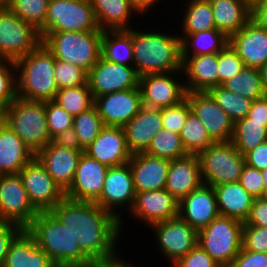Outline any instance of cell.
Segmentation results:
<instances>
[{
	"instance_id": "cell-6",
	"label": "cell",
	"mask_w": 267,
	"mask_h": 267,
	"mask_svg": "<svg viewBox=\"0 0 267 267\" xmlns=\"http://www.w3.org/2000/svg\"><path fill=\"white\" fill-rule=\"evenodd\" d=\"M6 124L36 155L48 143L45 101L26 100L16 96L5 110Z\"/></svg>"
},
{
	"instance_id": "cell-59",
	"label": "cell",
	"mask_w": 267,
	"mask_h": 267,
	"mask_svg": "<svg viewBox=\"0 0 267 267\" xmlns=\"http://www.w3.org/2000/svg\"><path fill=\"white\" fill-rule=\"evenodd\" d=\"M248 117L253 121L267 122V96L252 101Z\"/></svg>"
},
{
	"instance_id": "cell-66",
	"label": "cell",
	"mask_w": 267,
	"mask_h": 267,
	"mask_svg": "<svg viewBox=\"0 0 267 267\" xmlns=\"http://www.w3.org/2000/svg\"><path fill=\"white\" fill-rule=\"evenodd\" d=\"M9 3H10V0H0V7L1 6H8Z\"/></svg>"
},
{
	"instance_id": "cell-28",
	"label": "cell",
	"mask_w": 267,
	"mask_h": 267,
	"mask_svg": "<svg viewBox=\"0 0 267 267\" xmlns=\"http://www.w3.org/2000/svg\"><path fill=\"white\" fill-rule=\"evenodd\" d=\"M202 183L197 154L170 160L165 189L179 202Z\"/></svg>"
},
{
	"instance_id": "cell-44",
	"label": "cell",
	"mask_w": 267,
	"mask_h": 267,
	"mask_svg": "<svg viewBox=\"0 0 267 267\" xmlns=\"http://www.w3.org/2000/svg\"><path fill=\"white\" fill-rule=\"evenodd\" d=\"M50 0H10L8 8L39 30L45 23Z\"/></svg>"
},
{
	"instance_id": "cell-48",
	"label": "cell",
	"mask_w": 267,
	"mask_h": 267,
	"mask_svg": "<svg viewBox=\"0 0 267 267\" xmlns=\"http://www.w3.org/2000/svg\"><path fill=\"white\" fill-rule=\"evenodd\" d=\"M190 111L187 98L176 105L161 108L163 128L180 134Z\"/></svg>"
},
{
	"instance_id": "cell-29",
	"label": "cell",
	"mask_w": 267,
	"mask_h": 267,
	"mask_svg": "<svg viewBox=\"0 0 267 267\" xmlns=\"http://www.w3.org/2000/svg\"><path fill=\"white\" fill-rule=\"evenodd\" d=\"M35 156L22 139L5 124L0 130V174L19 173Z\"/></svg>"
},
{
	"instance_id": "cell-67",
	"label": "cell",
	"mask_w": 267,
	"mask_h": 267,
	"mask_svg": "<svg viewBox=\"0 0 267 267\" xmlns=\"http://www.w3.org/2000/svg\"><path fill=\"white\" fill-rule=\"evenodd\" d=\"M262 198L267 201V188L264 190V194L262 196Z\"/></svg>"
},
{
	"instance_id": "cell-49",
	"label": "cell",
	"mask_w": 267,
	"mask_h": 267,
	"mask_svg": "<svg viewBox=\"0 0 267 267\" xmlns=\"http://www.w3.org/2000/svg\"><path fill=\"white\" fill-rule=\"evenodd\" d=\"M244 67L243 61L236 51L228 44L218 53V76L219 85H222L235 74H238Z\"/></svg>"
},
{
	"instance_id": "cell-22",
	"label": "cell",
	"mask_w": 267,
	"mask_h": 267,
	"mask_svg": "<svg viewBox=\"0 0 267 267\" xmlns=\"http://www.w3.org/2000/svg\"><path fill=\"white\" fill-rule=\"evenodd\" d=\"M219 215L212 186L202 183L179 202V216L197 231Z\"/></svg>"
},
{
	"instance_id": "cell-41",
	"label": "cell",
	"mask_w": 267,
	"mask_h": 267,
	"mask_svg": "<svg viewBox=\"0 0 267 267\" xmlns=\"http://www.w3.org/2000/svg\"><path fill=\"white\" fill-rule=\"evenodd\" d=\"M144 153L169 160L181 158L188 154L184 149L180 134L164 128L152 138Z\"/></svg>"
},
{
	"instance_id": "cell-56",
	"label": "cell",
	"mask_w": 267,
	"mask_h": 267,
	"mask_svg": "<svg viewBox=\"0 0 267 267\" xmlns=\"http://www.w3.org/2000/svg\"><path fill=\"white\" fill-rule=\"evenodd\" d=\"M245 164L257 168L258 170H264L267 168V141L258 145L255 149L247 152L245 155Z\"/></svg>"
},
{
	"instance_id": "cell-26",
	"label": "cell",
	"mask_w": 267,
	"mask_h": 267,
	"mask_svg": "<svg viewBox=\"0 0 267 267\" xmlns=\"http://www.w3.org/2000/svg\"><path fill=\"white\" fill-rule=\"evenodd\" d=\"M128 163L133 176L135 193L165 188L169 159L137 153L131 156Z\"/></svg>"
},
{
	"instance_id": "cell-8",
	"label": "cell",
	"mask_w": 267,
	"mask_h": 267,
	"mask_svg": "<svg viewBox=\"0 0 267 267\" xmlns=\"http://www.w3.org/2000/svg\"><path fill=\"white\" fill-rule=\"evenodd\" d=\"M197 157L202 182L212 187L239 181L245 165V157L231 141L215 142Z\"/></svg>"
},
{
	"instance_id": "cell-20",
	"label": "cell",
	"mask_w": 267,
	"mask_h": 267,
	"mask_svg": "<svg viewBox=\"0 0 267 267\" xmlns=\"http://www.w3.org/2000/svg\"><path fill=\"white\" fill-rule=\"evenodd\" d=\"M132 217L148 225L165 221L179 215V201L165 188L136 193Z\"/></svg>"
},
{
	"instance_id": "cell-24",
	"label": "cell",
	"mask_w": 267,
	"mask_h": 267,
	"mask_svg": "<svg viewBox=\"0 0 267 267\" xmlns=\"http://www.w3.org/2000/svg\"><path fill=\"white\" fill-rule=\"evenodd\" d=\"M83 152L63 148L50 142L35 157L46 168L53 180L66 191L72 184L79 158Z\"/></svg>"
},
{
	"instance_id": "cell-68",
	"label": "cell",
	"mask_w": 267,
	"mask_h": 267,
	"mask_svg": "<svg viewBox=\"0 0 267 267\" xmlns=\"http://www.w3.org/2000/svg\"><path fill=\"white\" fill-rule=\"evenodd\" d=\"M259 1H264V0H249V2H259Z\"/></svg>"
},
{
	"instance_id": "cell-17",
	"label": "cell",
	"mask_w": 267,
	"mask_h": 267,
	"mask_svg": "<svg viewBox=\"0 0 267 267\" xmlns=\"http://www.w3.org/2000/svg\"><path fill=\"white\" fill-rule=\"evenodd\" d=\"M186 98L191 111L203 123L215 142L232 140L234 122L208 92H187Z\"/></svg>"
},
{
	"instance_id": "cell-27",
	"label": "cell",
	"mask_w": 267,
	"mask_h": 267,
	"mask_svg": "<svg viewBox=\"0 0 267 267\" xmlns=\"http://www.w3.org/2000/svg\"><path fill=\"white\" fill-rule=\"evenodd\" d=\"M182 72L187 92H208L219 85L218 53L182 57Z\"/></svg>"
},
{
	"instance_id": "cell-60",
	"label": "cell",
	"mask_w": 267,
	"mask_h": 267,
	"mask_svg": "<svg viewBox=\"0 0 267 267\" xmlns=\"http://www.w3.org/2000/svg\"><path fill=\"white\" fill-rule=\"evenodd\" d=\"M131 4L136 8V10L142 15H147L148 12H151V9H154V4H160V0H129ZM151 8V9H150ZM150 10V11H149ZM147 13V14H146Z\"/></svg>"
},
{
	"instance_id": "cell-65",
	"label": "cell",
	"mask_w": 267,
	"mask_h": 267,
	"mask_svg": "<svg viewBox=\"0 0 267 267\" xmlns=\"http://www.w3.org/2000/svg\"><path fill=\"white\" fill-rule=\"evenodd\" d=\"M262 174H263V181H264V185L266 189L267 188V168L262 170Z\"/></svg>"
},
{
	"instance_id": "cell-38",
	"label": "cell",
	"mask_w": 267,
	"mask_h": 267,
	"mask_svg": "<svg viewBox=\"0 0 267 267\" xmlns=\"http://www.w3.org/2000/svg\"><path fill=\"white\" fill-rule=\"evenodd\" d=\"M222 86L234 94L242 95L251 100L265 96L259 68L244 66L238 74L225 81Z\"/></svg>"
},
{
	"instance_id": "cell-63",
	"label": "cell",
	"mask_w": 267,
	"mask_h": 267,
	"mask_svg": "<svg viewBox=\"0 0 267 267\" xmlns=\"http://www.w3.org/2000/svg\"><path fill=\"white\" fill-rule=\"evenodd\" d=\"M5 124H6L5 111L0 110V130L3 128Z\"/></svg>"
},
{
	"instance_id": "cell-55",
	"label": "cell",
	"mask_w": 267,
	"mask_h": 267,
	"mask_svg": "<svg viewBox=\"0 0 267 267\" xmlns=\"http://www.w3.org/2000/svg\"><path fill=\"white\" fill-rule=\"evenodd\" d=\"M243 224L257 227H267V201L263 198H255L250 214Z\"/></svg>"
},
{
	"instance_id": "cell-39",
	"label": "cell",
	"mask_w": 267,
	"mask_h": 267,
	"mask_svg": "<svg viewBox=\"0 0 267 267\" xmlns=\"http://www.w3.org/2000/svg\"><path fill=\"white\" fill-rule=\"evenodd\" d=\"M180 137L188 154H198L215 143L203 123L190 111L182 127Z\"/></svg>"
},
{
	"instance_id": "cell-1",
	"label": "cell",
	"mask_w": 267,
	"mask_h": 267,
	"mask_svg": "<svg viewBox=\"0 0 267 267\" xmlns=\"http://www.w3.org/2000/svg\"><path fill=\"white\" fill-rule=\"evenodd\" d=\"M49 212L66 226L92 262L109 261L120 255V220L95 202L65 197Z\"/></svg>"
},
{
	"instance_id": "cell-15",
	"label": "cell",
	"mask_w": 267,
	"mask_h": 267,
	"mask_svg": "<svg viewBox=\"0 0 267 267\" xmlns=\"http://www.w3.org/2000/svg\"><path fill=\"white\" fill-rule=\"evenodd\" d=\"M32 205L39 212H48L65 196V191L35 157L19 172Z\"/></svg>"
},
{
	"instance_id": "cell-2",
	"label": "cell",
	"mask_w": 267,
	"mask_h": 267,
	"mask_svg": "<svg viewBox=\"0 0 267 267\" xmlns=\"http://www.w3.org/2000/svg\"><path fill=\"white\" fill-rule=\"evenodd\" d=\"M154 30V31H153ZM132 27L133 66L140 76L182 71L181 39L177 34L155 28ZM169 34V35H168Z\"/></svg>"
},
{
	"instance_id": "cell-58",
	"label": "cell",
	"mask_w": 267,
	"mask_h": 267,
	"mask_svg": "<svg viewBox=\"0 0 267 267\" xmlns=\"http://www.w3.org/2000/svg\"><path fill=\"white\" fill-rule=\"evenodd\" d=\"M251 20L267 31V0L250 2Z\"/></svg>"
},
{
	"instance_id": "cell-52",
	"label": "cell",
	"mask_w": 267,
	"mask_h": 267,
	"mask_svg": "<svg viewBox=\"0 0 267 267\" xmlns=\"http://www.w3.org/2000/svg\"><path fill=\"white\" fill-rule=\"evenodd\" d=\"M172 267H221L204 251L199 244L184 257L176 261Z\"/></svg>"
},
{
	"instance_id": "cell-54",
	"label": "cell",
	"mask_w": 267,
	"mask_h": 267,
	"mask_svg": "<svg viewBox=\"0 0 267 267\" xmlns=\"http://www.w3.org/2000/svg\"><path fill=\"white\" fill-rule=\"evenodd\" d=\"M229 267H267V253L241 249Z\"/></svg>"
},
{
	"instance_id": "cell-37",
	"label": "cell",
	"mask_w": 267,
	"mask_h": 267,
	"mask_svg": "<svg viewBox=\"0 0 267 267\" xmlns=\"http://www.w3.org/2000/svg\"><path fill=\"white\" fill-rule=\"evenodd\" d=\"M189 1V2H188ZM181 20V34H194L204 30L216 29L212 6L209 0H187Z\"/></svg>"
},
{
	"instance_id": "cell-16",
	"label": "cell",
	"mask_w": 267,
	"mask_h": 267,
	"mask_svg": "<svg viewBox=\"0 0 267 267\" xmlns=\"http://www.w3.org/2000/svg\"><path fill=\"white\" fill-rule=\"evenodd\" d=\"M87 83L95 99L107 93L137 88L139 75L134 66L109 62L100 56L88 72Z\"/></svg>"
},
{
	"instance_id": "cell-50",
	"label": "cell",
	"mask_w": 267,
	"mask_h": 267,
	"mask_svg": "<svg viewBox=\"0 0 267 267\" xmlns=\"http://www.w3.org/2000/svg\"><path fill=\"white\" fill-rule=\"evenodd\" d=\"M242 249L267 253V227L243 224Z\"/></svg>"
},
{
	"instance_id": "cell-51",
	"label": "cell",
	"mask_w": 267,
	"mask_h": 267,
	"mask_svg": "<svg viewBox=\"0 0 267 267\" xmlns=\"http://www.w3.org/2000/svg\"><path fill=\"white\" fill-rule=\"evenodd\" d=\"M239 183L253 198H262L265 185L261 170L245 164L240 175Z\"/></svg>"
},
{
	"instance_id": "cell-4",
	"label": "cell",
	"mask_w": 267,
	"mask_h": 267,
	"mask_svg": "<svg viewBox=\"0 0 267 267\" xmlns=\"http://www.w3.org/2000/svg\"><path fill=\"white\" fill-rule=\"evenodd\" d=\"M26 231L58 266L87 265L92 261L80 250L73 235L48 211L39 212Z\"/></svg>"
},
{
	"instance_id": "cell-23",
	"label": "cell",
	"mask_w": 267,
	"mask_h": 267,
	"mask_svg": "<svg viewBox=\"0 0 267 267\" xmlns=\"http://www.w3.org/2000/svg\"><path fill=\"white\" fill-rule=\"evenodd\" d=\"M229 44L244 66L260 68L267 64V31L252 20L229 37Z\"/></svg>"
},
{
	"instance_id": "cell-31",
	"label": "cell",
	"mask_w": 267,
	"mask_h": 267,
	"mask_svg": "<svg viewBox=\"0 0 267 267\" xmlns=\"http://www.w3.org/2000/svg\"><path fill=\"white\" fill-rule=\"evenodd\" d=\"M215 27L228 37L238 32L251 20L249 0H209Z\"/></svg>"
},
{
	"instance_id": "cell-14",
	"label": "cell",
	"mask_w": 267,
	"mask_h": 267,
	"mask_svg": "<svg viewBox=\"0 0 267 267\" xmlns=\"http://www.w3.org/2000/svg\"><path fill=\"white\" fill-rule=\"evenodd\" d=\"M176 76H183V72L175 71L140 76L138 86L141 91L142 106L163 108L176 105L184 100L187 94L185 83Z\"/></svg>"
},
{
	"instance_id": "cell-30",
	"label": "cell",
	"mask_w": 267,
	"mask_h": 267,
	"mask_svg": "<svg viewBox=\"0 0 267 267\" xmlns=\"http://www.w3.org/2000/svg\"><path fill=\"white\" fill-rule=\"evenodd\" d=\"M90 2L99 29L102 31L128 30L132 28L130 25L132 17L135 14V16L141 15L129 0H90Z\"/></svg>"
},
{
	"instance_id": "cell-12",
	"label": "cell",
	"mask_w": 267,
	"mask_h": 267,
	"mask_svg": "<svg viewBox=\"0 0 267 267\" xmlns=\"http://www.w3.org/2000/svg\"><path fill=\"white\" fill-rule=\"evenodd\" d=\"M135 195L132 172L129 163H126L108 168L100 198L95 203L120 220L122 231L124 229L122 210L125 207L128 212L131 210Z\"/></svg>"
},
{
	"instance_id": "cell-35",
	"label": "cell",
	"mask_w": 267,
	"mask_h": 267,
	"mask_svg": "<svg viewBox=\"0 0 267 267\" xmlns=\"http://www.w3.org/2000/svg\"><path fill=\"white\" fill-rule=\"evenodd\" d=\"M101 56L109 62L133 66L132 28L104 30L101 38Z\"/></svg>"
},
{
	"instance_id": "cell-69",
	"label": "cell",
	"mask_w": 267,
	"mask_h": 267,
	"mask_svg": "<svg viewBox=\"0 0 267 267\" xmlns=\"http://www.w3.org/2000/svg\"><path fill=\"white\" fill-rule=\"evenodd\" d=\"M70 1H90V0H70Z\"/></svg>"
},
{
	"instance_id": "cell-43",
	"label": "cell",
	"mask_w": 267,
	"mask_h": 267,
	"mask_svg": "<svg viewBox=\"0 0 267 267\" xmlns=\"http://www.w3.org/2000/svg\"><path fill=\"white\" fill-rule=\"evenodd\" d=\"M80 146L85 150L99 135L104 127L102 119L95 106L73 117V125Z\"/></svg>"
},
{
	"instance_id": "cell-61",
	"label": "cell",
	"mask_w": 267,
	"mask_h": 267,
	"mask_svg": "<svg viewBox=\"0 0 267 267\" xmlns=\"http://www.w3.org/2000/svg\"><path fill=\"white\" fill-rule=\"evenodd\" d=\"M132 263H128L125 261V258H121L119 255L117 258L109 260V261H102L98 262V267H133L134 265H130Z\"/></svg>"
},
{
	"instance_id": "cell-7",
	"label": "cell",
	"mask_w": 267,
	"mask_h": 267,
	"mask_svg": "<svg viewBox=\"0 0 267 267\" xmlns=\"http://www.w3.org/2000/svg\"><path fill=\"white\" fill-rule=\"evenodd\" d=\"M243 222L218 215L198 231V244L221 267H229L242 249Z\"/></svg>"
},
{
	"instance_id": "cell-45",
	"label": "cell",
	"mask_w": 267,
	"mask_h": 267,
	"mask_svg": "<svg viewBox=\"0 0 267 267\" xmlns=\"http://www.w3.org/2000/svg\"><path fill=\"white\" fill-rule=\"evenodd\" d=\"M16 96L15 61L0 59V110L5 111Z\"/></svg>"
},
{
	"instance_id": "cell-64",
	"label": "cell",
	"mask_w": 267,
	"mask_h": 267,
	"mask_svg": "<svg viewBox=\"0 0 267 267\" xmlns=\"http://www.w3.org/2000/svg\"><path fill=\"white\" fill-rule=\"evenodd\" d=\"M58 267H98V262H92L87 265L58 266Z\"/></svg>"
},
{
	"instance_id": "cell-11",
	"label": "cell",
	"mask_w": 267,
	"mask_h": 267,
	"mask_svg": "<svg viewBox=\"0 0 267 267\" xmlns=\"http://www.w3.org/2000/svg\"><path fill=\"white\" fill-rule=\"evenodd\" d=\"M153 238H156V246L159 254L167 258L170 264L184 257L198 244V231L192 228L179 215L151 224Z\"/></svg>"
},
{
	"instance_id": "cell-62",
	"label": "cell",
	"mask_w": 267,
	"mask_h": 267,
	"mask_svg": "<svg viewBox=\"0 0 267 267\" xmlns=\"http://www.w3.org/2000/svg\"><path fill=\"white\" fill-rule=\"evenodd\" d=\"M263 90L267 96V64L259 68Z\"/></svg>"
},
{
	"instance_id": "cell-19",
	"label": "cell",
	"mask_w": 267,
	"mask_h": 267,
	"mask_svg": "<svg viewBox=\"0 0 267 267\" xmlns=\"http://www.w3.org/2000/svg\"><path fill=\"white\" fill-rule=\"evenodd\" d=\"M108 168L83 152L65 196L78 201L96 202L100 198Z\"/></svg>"
},
{
	"instance_id": "cell-13",
	"label": "cell",
	"mask_w": 267,
	"mask_h": 267,
	"mask_svg": "<svg viewBox=\"0 0 267 267\" xmlns=\"http://www.w3.org/2000/svg\"><path fill=\"white\" fill-rule=\"evenodd\" d=\"M39 211L32 205L19 173L0 177V221L26 229Z\"/></svg>"
},
{
	"instance_id": "cell-10",
	"label": "cell",
	"mask_w": 267,
	"mask_h": 267,
	"mask_svg": "<svg viewBox=\"0 0 267 267\" xmlns=\"http://www.w3.org/2000/svg\"><path fill=\"white\" fill-rule=\"evenodd\" d=\"M41 42L38 30L31 23L22 20L7 6L0 7V59L16 61Z\"/></svg>"
},
{
	"instance_id": "cell-36",
	"label": "cell",
	"mask_w": 267,
	"mask_h": 267,
	"mask_svg": "<svg viewBox=\"0 0 267 267\" xmlns=\"http://www.w3.org/2000/svg\"><path fill=\"white\" fill-rule=\"evenodd\" d=\"M265 141H267V122L253 121L246 116L234 123L231 142L243 156Z\"/></svg>"
},
{
	"instance_id": "cell-40",
	"label": "cell",
	"mask_w": 267,
	"mask_h": 267,
	"mask_svg": "<svg viewBox=\"0 0 267 267\" xmlns=\"http://www.w3.org/2000/svg\"><path fill=\"white\" fill-rule=\"evenodd\" d=\"M53 101L73 117L94 106V98L88 83L81 86L59 89Z\"/></svg>"
},
{
	"instance_id": "cell-32",
	"label": "cell",
	"mask_w": 267,
	"mask_h": 267,
	"mask_svg": "<svg viewBox=\"0 0 267 267\" xmlns=\"http://www.w3.org/2000/svg\"><path fill=\"white\" fill-rule=\"evenodd\" d=\"M219 215L245 222L255 198L239 183H225L213 187Z\"/></svg>"
},
{
	"instance_id": "cell-3",
	"label": "cell",
	"mask_w": 267,
	"mask_h": 267,
	"mask_svg": "<svg viewBox=\"0 0 267 267\" xmlns=\"http://www.w3.org/2000/svg\"><path fill=\"white\" fill-rule=\"evenodd\" d=\"M54 65V55L43 42L16 60V95L26 100H54L59 90Z\"/></svg>"
},
{
	"instance_id": "cell-42",
	"label": "cell",
	"mask_w": 267,
	"mask_h": 267,
	"mask_svg": "<svg viewBox=\"0 0 267 267\" xmlns=\"http://www.w3.org/2000/svg\"><path fill=\"white\" fill-rule=\"evenodd\" d=\"M208 93L234 123L248 116L253 100L234 94L222 85L211 88Z\"/></svg>"
},
{
	"instance_id": "cell-25",
	"label": "cell",
	"mask_w": 267,
	"mask_h": 267,
	"mask_svg": "<svg viewBox=\"0 0 267 267\" xmlns=\"http://www.w3.org/2000/svg\"><path fill=\"white\" fill-rule=\"evenodd\" d=\"M163 128L161 108L142 106L139 112L123 126L130 153H144L152 138Z\"/></svg>"
},
{
	"instance_id": "cell-47",
	"label": "cell",
	"mask_w": 267,
	"mask_h": 267,
	"mask_svg": "<svg viewBox=\"0 0 267 267\" xmlns=\"http://www.w3.org/2000/svg\"><path fill=\"white\" fill-rule=\"evenodd\" d=\"M45 111L47 117L48 133L51 139L55 135L72 127L73 116L53 100L45 101Z\"/></svg>"
},
{
	"instance_id": "cell-57",
	"label": "cell",
	"mask_w": 267,
	"mask_h": 267,
	"mask_svg": "<svg viewBox=\"0 0 267 267\" xmlns=\"http://www.w3.org/2000/svg\"><path fill=\"white\" fill-rule=\"evenodd\" d=\"M51 142L63 148H69L78 151H85L79 143L78 136L73 127L55 135Z\"/></svg>"
},
{
	"instance_id": "cell-9",
	"label": "cell",
	"mask_w": 267,
	"mask_h": 267,
	"mask_svg": "<svg viewBox=\"0 0 267 267\" xmlns=\"http://www.w3.org/2000/svg\"><path fill=\"white\" fill-rule=\"evenodd\" d=\"M102 31L90 1L50 0L44 25L38 30L41 39L49 32Z\"/></svg>"
},
{
	"instance_id": "cell-53",
	"label": "cell",
	"mask_w": 267,
	"mask_h": 267,
	"mask_svg": "<svg viewBox=\"0 0 267 267\" xmlns=\"http://www.w3.org/2000/svg\"><path fill=\"white\" fill-rule=\"evenodd\" d=\"M23 230L14 223L0 221V267L4 266L11 243Z\"/></svg>"
},
{
	"instance_id": "cell-33",
	"label": "cell",
	"mask_w": 267,
	"mask_h": 267,
	"mask_svg": "<svg viewBox=\"0 0 267 267\" xmlns=\"http://www.w3.org/2000/svg\"><path fill=\"white\" fill-rule=\"evenodd\" d=\"M3 267H57L24 229L11 243Z\"/></svg>"
},
{
	"instance_id": "cell-46",
	"label": "cell",
	"mask_w": 267,
	"mask_h": 267,
	"mask_svg": "<svg viewBox=\"0 0 267 267\" xmlns=\"http://www.w3.org/2000/svg\"><path fill=\"white\" fill-rule=\"evenodd\" d=\"M53 73L58 89L87 84L88 73L82 68L68 62L55 59Z\"/></svg>"
},
{
	"instance_id": "cell-18",
	"label": "cell",
	"mask_w": 267,
	"mask_h": 267,
	"mask_svg": "<svg viewBox=\"0 0 267 267\" xmlns=\"http://www.w3.org/2000/svg\"><path fill=\"white\" fill-rule=\"evenodd\" d=\"M94 106L104 126L123 127L142 107L140 88L138 86L130 90L101 95L94 99Z\"/></svg>"
},
{
	"instance_id": "cell-34",
	"label": "cell",
	"mask_w": 267,
	"mask_h": 267,
	"mask_svg": "<svg viewBox=\"0 0 267 267\" xmlns=\"http://www.w3.org/2000/svg\"><path fill=\"white\" fill-rule=\"evenodd\" d=\"M178 35L181 39L182 57L219 53L229 44V37L217 29Z\"/></svg>"
},
{
	"instance_id": "cell-5",
	"label": "cell",
	"mask_w": 267,
	"mask_h": 267,
	"mask_svg": "<svg viewBox=\"0 0 267 267\" xmlns=\"http://www.w3.org/2000/svg\"><path fill=\"white\" fill-rule=\"evenodd\" d=\"M102 35L103 31L49 32L42 42L55 59L78 66L88 73L101 56Z\"/></svg>"
},
{
	"instance_id": "cell-21",
	"label": "cell",
	"mask_w": 267,
	"mask_h": 267,
	"mask_svg": "<svg viewBox=\"0 0 267 267\" xmlns=\"http://www.w3.org/2000/svg\"><path fill=\"white\" fill-rule=\"evenodd\" d=\"M84 152L108 167L124 165L132 156L121 126H104Z\"/></svg>"
}]
</instances>
